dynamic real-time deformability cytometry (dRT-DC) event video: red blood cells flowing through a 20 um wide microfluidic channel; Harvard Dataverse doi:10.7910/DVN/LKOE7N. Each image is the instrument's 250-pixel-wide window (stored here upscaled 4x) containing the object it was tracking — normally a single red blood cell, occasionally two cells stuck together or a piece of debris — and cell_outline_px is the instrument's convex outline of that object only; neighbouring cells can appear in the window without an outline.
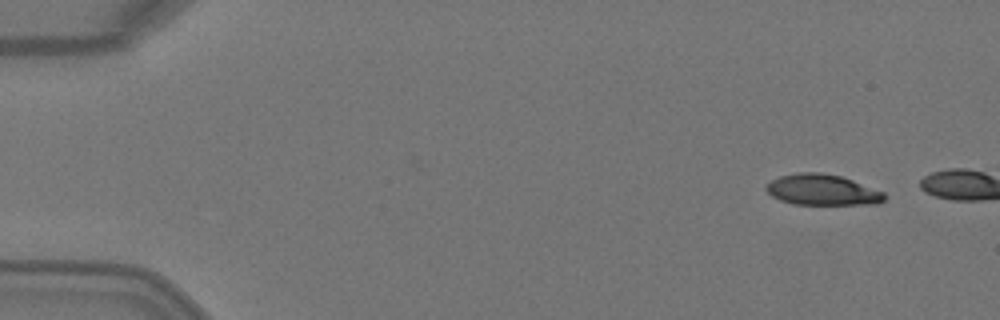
{"species": "Egyptian fruit bat (a non-hibernating species)", "species_latin": "Rousettus aegyptiacus", "temperature_condition": "warm", "stored_images_in_passage": 3, "camera_frame_rate_fps": 3000, "um_per_image_px": 0.085, "animal": {"sex": "female"}, "frame": {"image": 1, "passage_image": 1, "time_ms": 0.0, "image_size_px": [1000, 320], "cell_outline_px": [[888, 196], [880, 204], [792, 204], [780, 200], [772, 196], [764, 188], [772, 180], [780, 176], [796, 172], [820, 172], [840, 176], [852, 180], [884, 192]], "centroid_in_image_um": [69.91, 16.14], "position_along_channel_um": 15.1, "area_um2": 21.27}}